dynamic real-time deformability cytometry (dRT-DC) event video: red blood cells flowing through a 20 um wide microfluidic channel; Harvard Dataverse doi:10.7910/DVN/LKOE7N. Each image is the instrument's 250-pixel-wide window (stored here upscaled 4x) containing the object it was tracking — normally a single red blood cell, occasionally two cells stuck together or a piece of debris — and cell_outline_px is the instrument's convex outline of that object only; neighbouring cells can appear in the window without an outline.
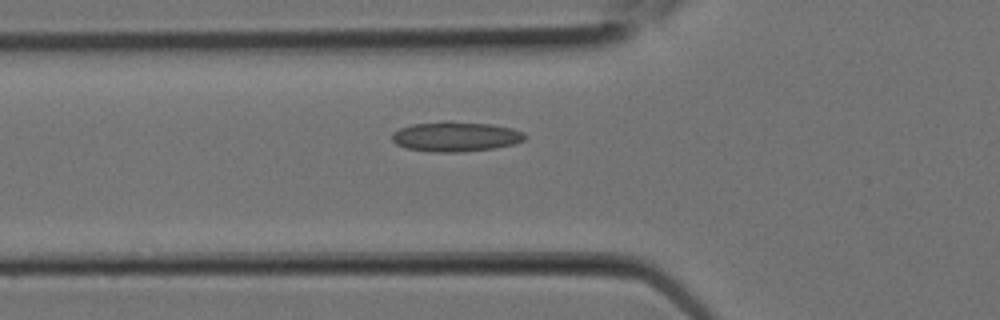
{"species": "Egyptian fruit bat (a non-hibernating species)", "species_latin": "Rousettus aegyptiacus", "temperature_condition": "room temperature", "stored_images_in_passage": 9, "camera_frame_rate_fps": 3000, "um_per_image_px": 0.085, "animal": {"sex": "female"}, "frame": {"image": 1, "passage_image": 6, "time_ms": 1.667, "image_size_px": [1000, 320], "cell_outline_px": [[528, 136], [524, 140], [512, 144], [492, 148], [464, 152], [432, 152], [404, 148], [396, 144], [392, 140], [392, 132], [400, 128], [412, 124], [444, 120], [448, 120], [492, 124], [512, 128], [524, 132]], "centroid_in_image_um": [38.71, 11.59], "position_along_channel_um": 87.1, "area_um2": 23.52}}
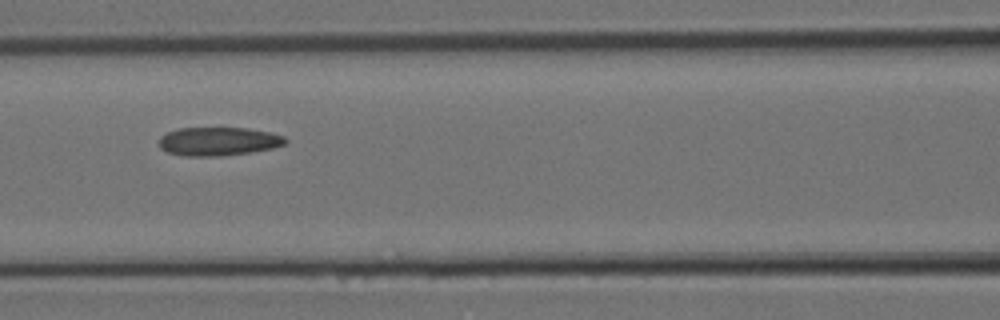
{"frame": {"image": 2, "passage_image": 8, "time_ms": 2.333, "image_size_px": [1000, 320], "cell_outline_px": [[288, 140], [284, 144], [272, 148], [252, 152], [220, 156], [184, 156], [168, 152], [160, 148], [160, 136], [168, 132], [180, 128], [248, 128], [272, 132], [284, 136]], "centroid_in_image_um": [18.59, 12.01], "position_along_channel_um": 148.0, "area_um2": 21.04}}
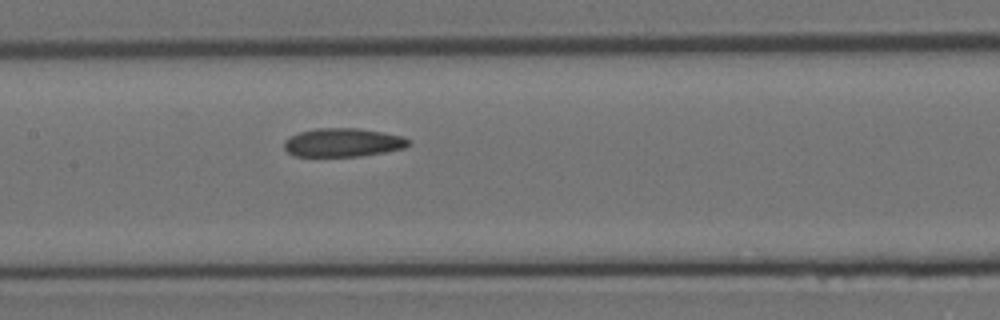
{"frame": {"image": 3, "passage_image": 9, "time_ms": 2.667, "image_size_px": [1000, 320], "cell_outline_px": [[412, 144], [404, 148], [384, 152], [360, 156], [292, 156], [284, 148], [284, 140], [300, 132], [316, 128], [356, 128], [404, 136], [412, 140]], "centroid_in_image_um": [29.18, 12.12], "position_along_channel_um": 178.2, "area_um2": 20.75}}